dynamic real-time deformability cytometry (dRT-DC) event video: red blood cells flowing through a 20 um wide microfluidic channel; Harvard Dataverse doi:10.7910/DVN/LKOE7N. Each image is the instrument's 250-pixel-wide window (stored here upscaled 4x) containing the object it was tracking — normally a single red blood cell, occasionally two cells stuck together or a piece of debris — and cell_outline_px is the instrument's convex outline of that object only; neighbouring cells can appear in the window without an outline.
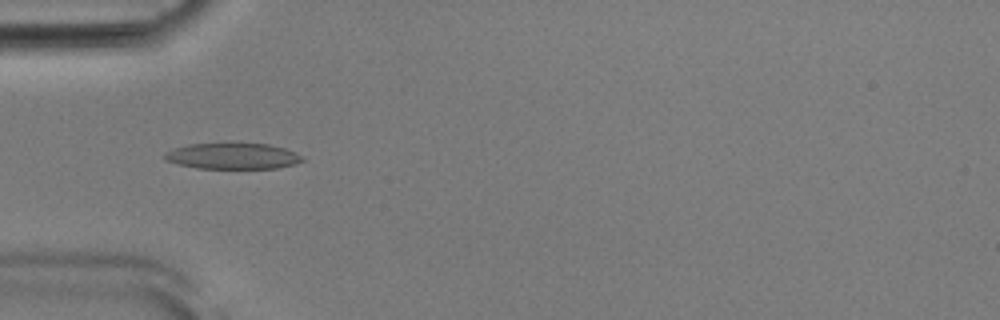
{"species": "Egyptian fruit bat (a non-hibernating species)", "species_latin": "Rousettus aegyptiacus", "temperature_condition": "room temperature", "stored_images_in_passage": 53, "camera_frame_rate_fps": 3000, "um_per_image_px": 0.085, "animal": {"sex": "male"}, "frame": {"image": 1, "passage_image": 17, "time_ms": 5.333, "image_size_px": [1000, 320], "cell_outline_px": [[304, 160], [296, 164], [276, 168], [196, 168], [164, 160], [164, 152], [172, 148], [188, 144], [268, 144], [284, 148], [296, 152]], "centroid_in_image_um": [19.75, 13.27], "position_along_channel_um": 65.2, "area_um2": 20.69}}
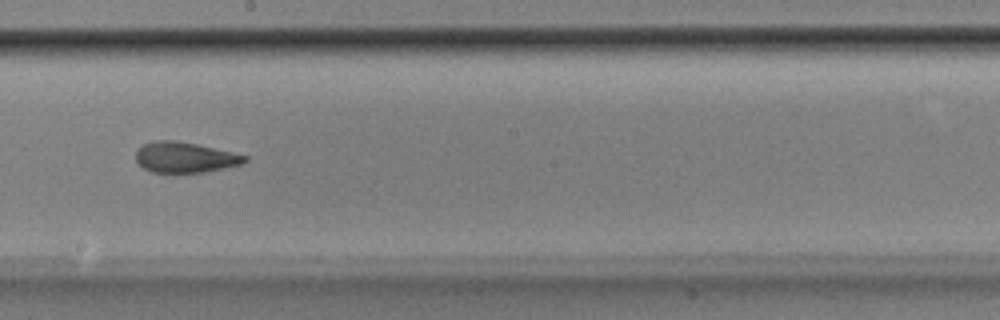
{"frame": {"image": 2, "passage_image": 30, "time_ms": 9.667, "image_size_px": [1000, 320], "cell_outline_px": [[248, 160], [240, 164], [208, 172], [152, 172], [144, 168], [136, 160], [136, 152], [144, 144], [156, 140], [176, 140], [196, 144], [232, 152], [248, 156]], "centroid_in_image_um": [15.73, 13.37], "position_along_channel_um": 232.5, "area_um2": 19.19}}
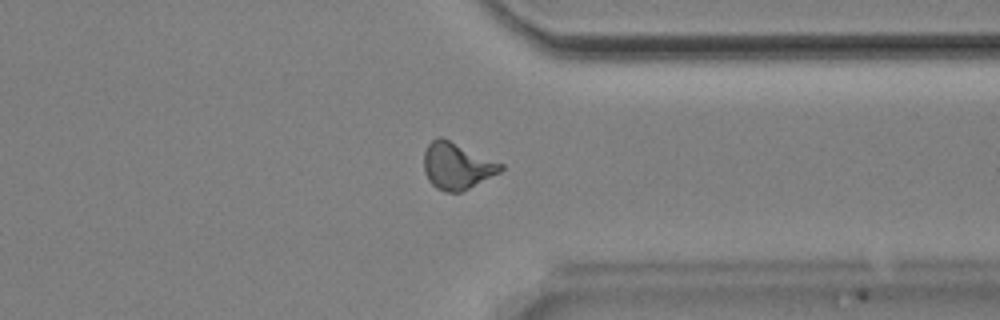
{"frame": {"image": 3, "passage_image": 41, "time_ms": 13.333, "image_size_px": [1000, 320], "cell_outline_px": [[504, 168], [500, 172], [460, 192], [444, 192], [436, 188], [428, 180], [424, 172], [424, 152], [428, 144], [436, 136], [440, 136], [504, 164]], "centroid_in_image_um": [38.81, 14.1], "position_along_channel_um": 372.6, "area_um2": 20.75}, "authors_computed_cell_mechanics": {"area_um2": 20.4034, "velocity_mm_per_s": 3.8817, "shape_relaxation_time_tau1_ms": 4.9409, "shape_relaxation_time_tau2_ms": 2.6646, "deformation_change_tau1": 0.1621, "deformation_change_tau2": 0.1062}}